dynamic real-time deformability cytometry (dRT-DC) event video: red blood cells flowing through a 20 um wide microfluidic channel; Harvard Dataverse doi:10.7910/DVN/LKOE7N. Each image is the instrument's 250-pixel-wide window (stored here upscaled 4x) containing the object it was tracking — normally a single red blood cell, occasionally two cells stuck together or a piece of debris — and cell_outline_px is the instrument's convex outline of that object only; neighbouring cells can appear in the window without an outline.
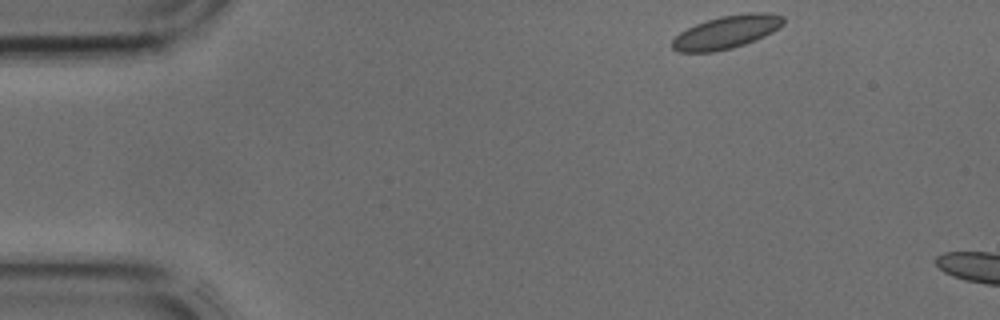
{"species": "common noctule bat (a hibernating species)", "species_latin": "Nyctalus noctula", "temperature_condition": "cold", "stored_images_in_passage": 4, "camera_frame_rate_fps": 3000, "um_per_image_px": 0.085, "animal": {"sex": "male", "body_mass_g": 17.9, "forearm_length_mm": 54.2}, "frame": {"image": 1, "passage_image": 1, "time_ms": 0.0, "image_size_px": [1000, 320], "cell_outline_px": [[784, 24], [772, 32], [756, 40], [732, 48], [712, 52], [680, 52], [672, 48], [672, 40], [680, 32], [696, 24], [720, 16], [748, 12], [764, 12], [784, 16]], "centroid_in_image_um": [61.77, 2.72], "position_along_channel_um": 23.2, "area_um2": 21.33}}